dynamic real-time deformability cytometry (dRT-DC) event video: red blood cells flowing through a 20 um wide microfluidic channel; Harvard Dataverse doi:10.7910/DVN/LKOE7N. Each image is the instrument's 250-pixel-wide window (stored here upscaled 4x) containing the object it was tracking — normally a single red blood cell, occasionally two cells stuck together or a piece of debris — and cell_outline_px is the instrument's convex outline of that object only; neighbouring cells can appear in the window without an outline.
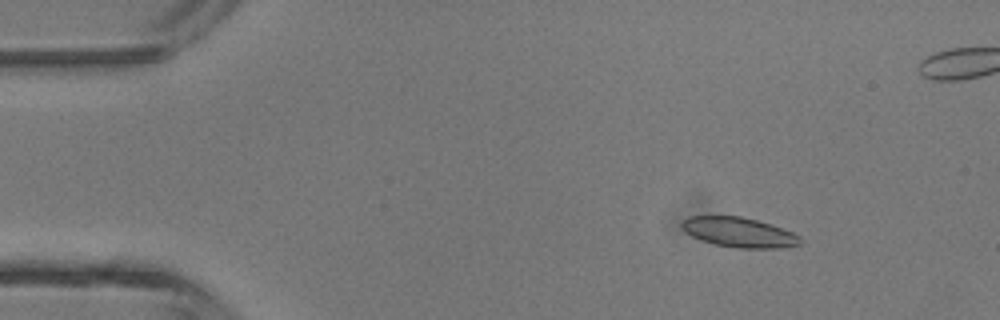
{"species": "common noctule bat (a hibernating species)", "species_latin": "Nyctalus noctula", "temperature_condition": "room temperature", "stored_images_in_passage": 21, "camera_frame_rate_fps": 3000, "um_per_image_px": 0.085, "animal": {"sex": "male", "body_mass_g": 13.3}, "frame": {"image": 1, "passage_image": 4, "time_ms": 1.0, "image_size_px": [1000, 320], "cell_outline_px": [[800, 244], [780, 248], [736, 248], [716, 244], [692, 236], [680, 224], [688, 216], [740, 216], [772, 224], [792, 232], [800, 236]], "centroid_in_image_um": [62.85, 19.74], "position_along_channel_um": 22.2, "area_um2": 20.29}}
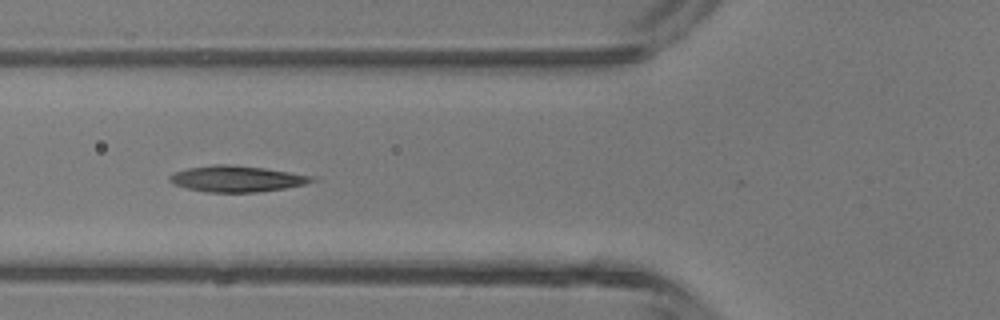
{"frame": {"image": 2, "passage_image": 15, "time_ms": 4.667, "image_size_px": [1000, 320], "cell_outline_px": [[320, 180], [304, 184], [284, 188], [260, 192], [208, 192], [188, 188], [172, 184], [168, 180], [168, 176], [176, 172], [188, 168], [212, 164], [228, 164], [264, 168], [312, 176]], "centroid_in_image_um": [20.11, 15.19], "position_along_channel_um": 105.7, "area_um2": 21.56}}
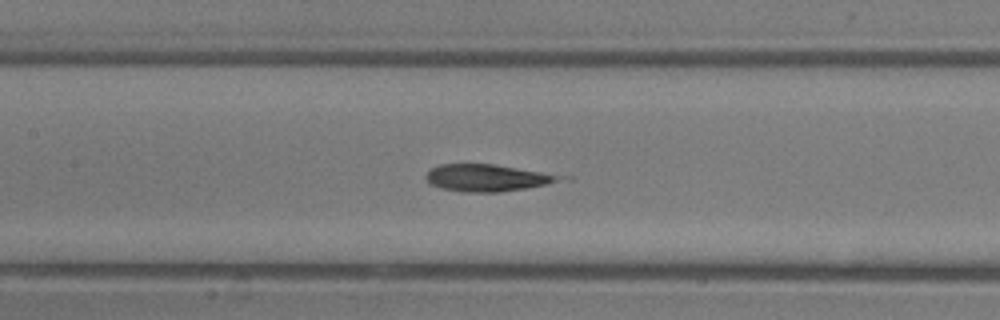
{"frame": {"image": 3, "passage_image": 19, "time_ms": 6.0, "image_size_px": [1000, 320], "cell_outline_px": [[556, 180], [548, 184], [500, 192], [460, 192], [440, 188], [428, 184], [428, 172], [432, 168], [440, 164], [492, 164], [540, 172], [556, 176]], "centroid_in_image_um": [41.24, 15.13], "position_along_channel_um": 166.2, "area_um2": 20.29}}